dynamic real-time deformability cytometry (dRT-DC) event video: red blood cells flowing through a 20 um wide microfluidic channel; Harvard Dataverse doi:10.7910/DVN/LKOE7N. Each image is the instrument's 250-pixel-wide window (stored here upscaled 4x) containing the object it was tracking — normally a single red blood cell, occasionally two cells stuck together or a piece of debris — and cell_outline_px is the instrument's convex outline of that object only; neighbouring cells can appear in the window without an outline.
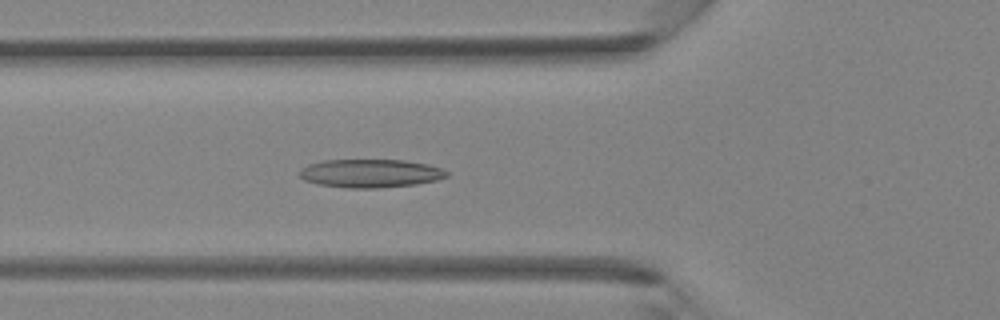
{"species": "Egyptian fruit bat (a non-hibernating species)", "species_latin": "Rousettus aegyptiacus", "temperature_condition": "room temperature", "stored_images_in_passage": 41, "camera_frame_rate_fps": 3000, "um_per_image_px": 0.085, "animal": {"sex": "female"}, "frame": {"image": 1, "passage_image": 15, "time_ms": 4.667, "image_size_px": [1000, 320], "cell_outline_px": [[448, 176], [436, 180], [416, 184], [380, 188], [348, 188], [320, 184], [304, 180], [300, 176], [300, 168], [308, 164], [324, 160], [404, 160], [428, 164], [440, 168], [448, 172]], "centroid_in_image_um": [31.48, 14.73], "position_along_channel_um": 94.3, "area_um2": 24.28}}
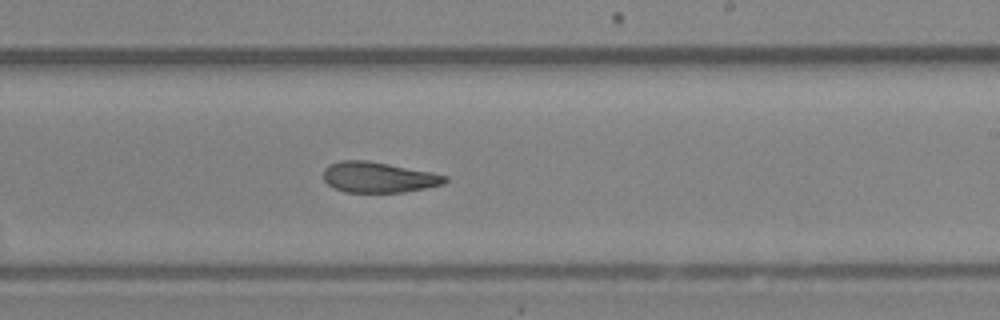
{"frame": {"image": 2, "passage_image": 25, "time_ms": 8.0, "image_size_px": [1000, 320], "cell_outline_px": [[448, 180], [444, 184], [404, 192], [344, 192], [332, 188], [324, 180], [324, 168], [328, 164], [340, 160], [368, 160], [432, 172], [448, 176]], "centroid_in_image_um": [32.15, 15.06], "position_along_channel_um": 256.9, "area_um2": 21.85}}
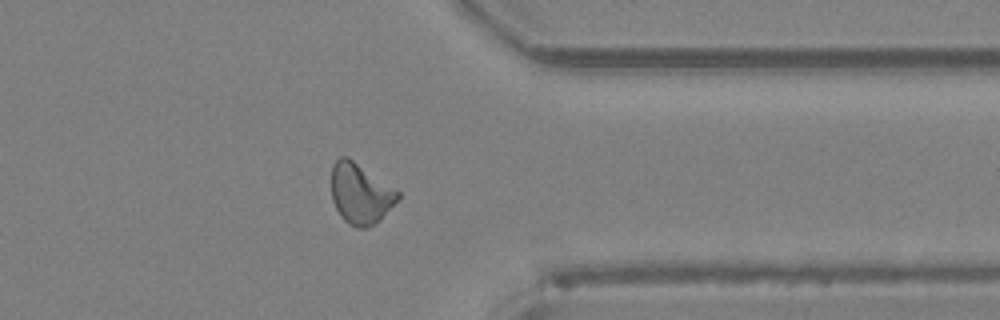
{"frame": {"image": 3, "passage_image": 33, "time_ms": 10.667, "image_size_px": [1000, 320], "cell_outline_px": [[400, 196], [380, 220], [368, 228], [356, 228], [348, 224], [340, 216], [332, 200], [332, 164], [340, 156], [348, 156], [400, 192]], "centroid_in_image_um": [30.61, 16.46], "position_along_channel_um": 380.8, "area_um2": 23.41}}